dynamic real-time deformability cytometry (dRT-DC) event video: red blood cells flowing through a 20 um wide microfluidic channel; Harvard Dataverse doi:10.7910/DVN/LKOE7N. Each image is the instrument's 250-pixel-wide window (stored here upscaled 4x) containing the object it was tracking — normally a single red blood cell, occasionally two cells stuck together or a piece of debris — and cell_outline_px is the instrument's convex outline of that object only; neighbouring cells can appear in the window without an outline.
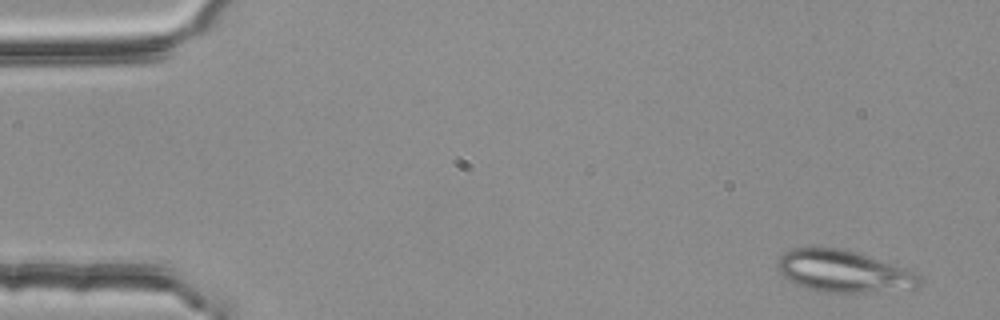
{"species": "common noctule bat (a hibernating species)", "species_latin": "Nyctalus noctula", "temperature_condition": "room temperature", "stored_images_in_passage": 51, "segment_of_instrument_passage": [1, 2], "camera_frame_rate_fps": 3000, "um_per_image_px": 0.085, "animal": {"sex": "female", "body_mass_g": 25.1}, "frame": {"image": 1, "passage_image": 3, "time_ms": 0.667, "image_size_px": [1000, 320], "cell_outline_px": [[920, 284], [916, 288], [864, 292], [820, 292], [796, 284], [788, 280], [780, 272], [776, 264], [776, 260], [784, 252], [792, 248], [844, 248], [896, 264], [920, 276]], "centroid_in_image_um": [71.67, 23.05], "position_along_channel_um": 13.3, "area_um2": 34.56}}